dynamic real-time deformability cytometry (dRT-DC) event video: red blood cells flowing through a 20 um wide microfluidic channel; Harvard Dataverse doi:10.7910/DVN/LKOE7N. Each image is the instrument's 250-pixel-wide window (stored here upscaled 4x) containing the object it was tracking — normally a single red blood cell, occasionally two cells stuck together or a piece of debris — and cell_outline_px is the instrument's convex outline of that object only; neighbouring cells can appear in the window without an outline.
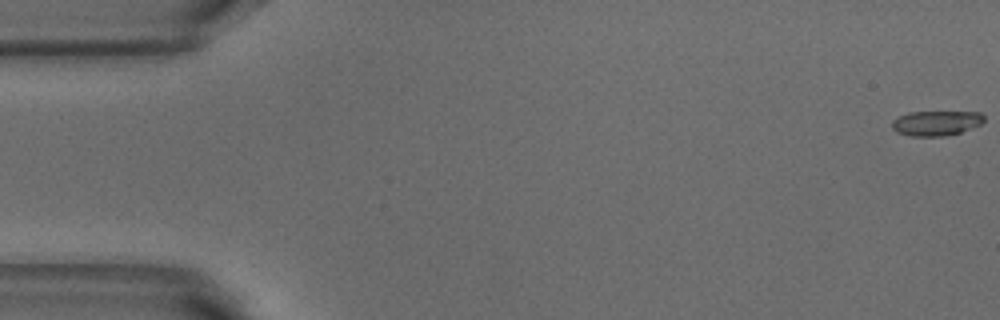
{"species": "common noctule bat (a hibernating species)", "species_latin": "Nyctalus noctula", "temperature_condition": "warm", "stored_images_in_passage": 53, "camera_frame_rate_fps": 3000, "um_per_image_px": 0.085, "animal": {"sex": "male", "body_mass_g": 18.8}, "frame": {"image": 1, "passage_image": 1, "time_ms": 0.0, "image_size_px": [1000, 320], "cell_outline_px": [[984, 120], [980, 124], [960, 132], [944, 136], [908, 136], [896, 132], [892, 128], [892, 120], [908, 112], [980, 112], [984, 116]], "centroid_in_image_um": [79.54, 10.46], "position_along_channel_um": 5.5, "area_um2": 13.29}}
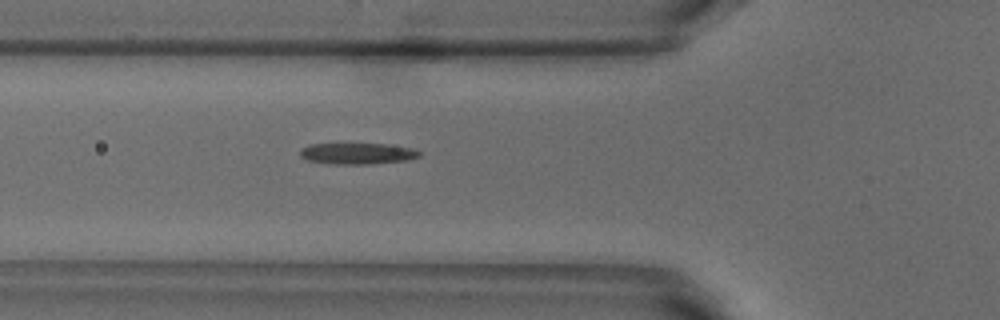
{"frame": {"image": 2, "passage_image": 19, "time_ms": 6.0, "image_size_px": [1000, 320], "cell_outline_px": [[420, 156], [408, 160], [368, 164], [332, 164], [308, 160], [300, 156], [300, 152], [304, 148], [312, 144], [388, 144], [416, 148], [420, 152]], "centroid_in_image_um": [30.45, 13.05], "position_along_channel_um": 95.4, "area_um2": 14.68}}
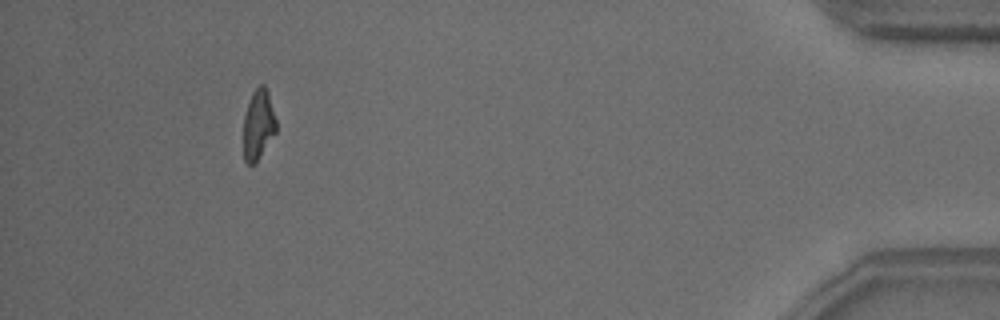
{"frame": {"image": 3, "passage_image": 49, "time_ms": 16.0, "image_size_px": [1000, 320], "cell_outline_px": [[276, 132], [260, 156], [252, 164], [248, 164], [244, 160], [244, 116], [252, 92], [260, 84], [264, 84], [268, 92], [276, 120]], "centroid_in_image_um": [21.96, 10.56], "position_along_channel_um": 413.2, "area_um2": 13.12}, "authors_computed_cell_mechanics": {"area_um2": 14.3922, "velocity_mm_per_s": 3.8395, "shape_relaxation_time_tau1_ms": 3.2904, "shape_relaxation_time_tau2_ms": 3.1309, "deformation_change_tau1": 0.1607, "deformation_change_tau2": 0.1074}}